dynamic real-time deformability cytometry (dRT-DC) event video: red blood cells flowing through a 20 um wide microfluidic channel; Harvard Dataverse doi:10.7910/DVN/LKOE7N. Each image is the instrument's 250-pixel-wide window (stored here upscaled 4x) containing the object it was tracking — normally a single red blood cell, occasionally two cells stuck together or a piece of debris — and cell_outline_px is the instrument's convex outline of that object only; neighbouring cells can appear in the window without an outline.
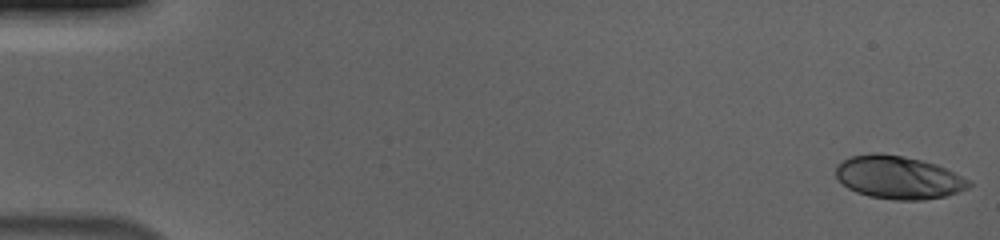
{"species": "human", "species_latin": "Homo sapiens", "temperature_condition": "cold", "stored_images_in_passage": 56, "camera_frame_rate_fps": 3000, "um_per_image_px": 0.085, "donor": {"sex": "male"}, "frame": {"image": 1, "passage_image": 1, "time_ms": 0.0, "image_size_px": [1000, 240], "cell_outline_px": [[972, 184], [968, 188], [944, 196], [924, 200], [896, 200], [868, 196], [856, 192], [848, 188], [836, 176], [836, 164], [848, 156], [872, 152], [880, 152], [904, 156], [936, 164], [968, 180]], "centroid_in_image_um": [76.3, 15.07], "position_along_channel_um": 8.7, "area_um2": 33.29}}
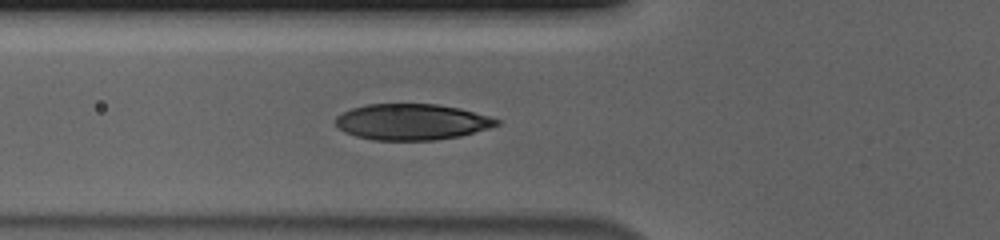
{"frame": {"image": 2, "passage_image": 21, "time_ms": 6.667, "image_size_px": [1000, 240], "cell_outline_px": [[500, 124], [488, 128], [460, 136], [436, 140], [372, 140], [356, 136], [344, 132], [336, 124], [336, 116], [352, 108], [368, 104], [436, 104], [460, 108], [488, 116], [500, 120]], "centroid_in_image_um": [35.0, 10.36], "position_along_channel_um": 90.8, "area_um2": 33.7}}
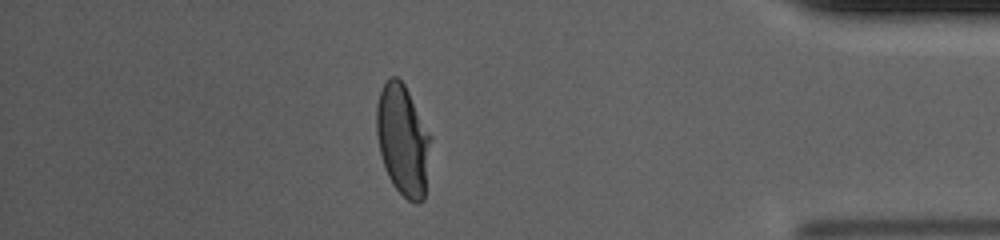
{"frame": {"image": 3, "passage_image": 49, "time_ms": 16.0, "image_size_px": [1000, 240], "cell_outline_px": [[432, 140], [424, 200], [416, 204], [408, 200], [392, 184], [388, 176], [380, 152], [376, 132], [376, 104], [380, 92], [388, 76], [396, 76], [404, 84], [432, 136]], "centroid_in_image_um": [34.26, 11.91], "position_along_channel_um": 400.9, "area_um2": 35.2}, "authors_computed_cell_mechanics": {"area_um2": 34.7378, "velocity_mm_per_s": 3.6879, "shape_relaxation_time_tau1_ms": 3.6495, "shape_relaxation_time_tau2_ms": null, "deformation_change_tau1": 0.1882, "deformation_change_tau2": null}}